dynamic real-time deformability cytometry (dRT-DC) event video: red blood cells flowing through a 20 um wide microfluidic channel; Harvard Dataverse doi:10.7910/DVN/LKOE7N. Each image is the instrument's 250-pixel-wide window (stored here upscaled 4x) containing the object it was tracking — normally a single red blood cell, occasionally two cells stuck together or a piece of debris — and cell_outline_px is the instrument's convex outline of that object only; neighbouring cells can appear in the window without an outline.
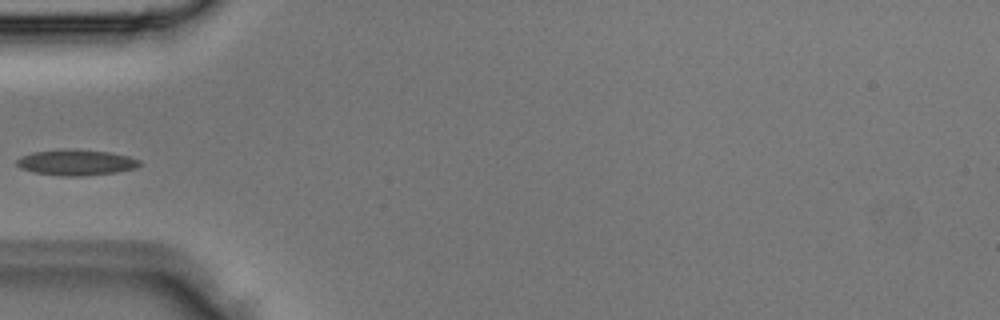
{"species": "Egyptian fruit bat (a non-hibernating species)", "species_latin": "Rousettus aegyptiacus", "temperature_condition": "room temperature", "stored_images_in_passage": 2, "camera_frame_rate_fps": 3000, "um_per_image_px": 0.085, "animal": {"sex": "male"}, "frame": {"image": 1, "passage_image": 2, "time_ms": 0.333, "image_size_px": [1000, 320], "cell_outline_px": [[140, 164], [136, 168], [116, 172], [80, 176], [60, 176], [36, 172], [20, 168], [16, 164], [16, 160], [32, 152], [60, 148], [64, 148], [108, 152], [128, 156], [140, 160]], "centroid_in_image_um": [6.46, 13.8], "position_along_channel_um": 78.5, "area_um2": 18.38}}